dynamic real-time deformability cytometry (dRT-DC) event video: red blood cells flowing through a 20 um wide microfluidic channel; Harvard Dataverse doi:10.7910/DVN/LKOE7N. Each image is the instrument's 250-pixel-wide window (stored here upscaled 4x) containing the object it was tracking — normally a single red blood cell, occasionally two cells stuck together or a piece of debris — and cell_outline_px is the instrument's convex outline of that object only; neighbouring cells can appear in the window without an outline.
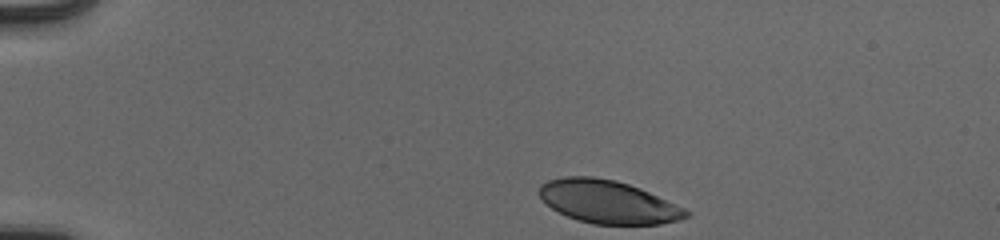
{"species": "human", "species_latin": "Homo sapiens", "temperature_condition": "cold", "stored_images_in_passage": 37, "camera_frame_rate_fps": 3000, "um_per_image_px": 0.085, "donor": {"sex": "male"}, "frame": {"image": 1, "passage_image": 1, "time_ms": 0.0, "image_size_px": [1000, 240], "cell_outline_px": [[692, 216], [680, 220], [660, 224], [592, 224], [568, 216], [552, 208], [540, 196], [540, 184], [548, 180], [564, 176], [592, 176], [616, 180], [640, 188], [684, 208], [692, 212]], "centroid_in_image_um": [51.72, 17.15], "position_along_channel_um": 33.3, "area_um2": 36.65}}
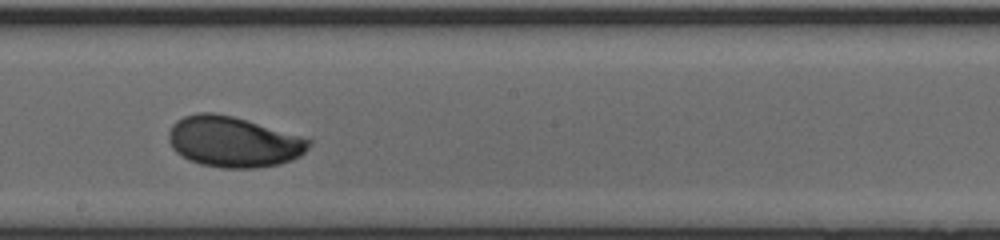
{"frame": {"image": 2, "passage_image": 22, "time_ms": 7.0, "image_size_px": [1000, 240], "cell_outline_px": [[312, 144], [300, 156], [292, 160], [280, 164], [256, 168], [224, 168], [200, 164], [188, 160], [176, 152], [172, 148], [168, 140], [168, 132], [172, 124], [176, 120], [184, 116], [196, 112], [212, 112], [232, 116], [248, 120], [300, 136], [312, 140]], "centroid_in_image_um": [19.81, 12.05], "position_along_channel_um": 228.4, "area_um2": 41.62}}
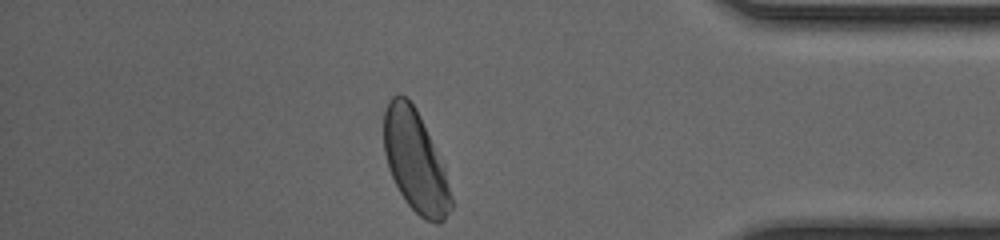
{"frame": {"image": 3, "passage_image": 37, "time_ms": 12.0, "image_size_px": [1000, 240], "cell_outline_px": [[452, 208], [444, 220], [440, 224], [436, 224], [424, 220], [408, 204], [400, 192], [392, 176], [384, 152], [384, 112], [388, 100], [392, 96], [404, 96], [416, 108], [444, 164], [452, 196]], "centroid_in_image_um": [35.33, 13.74], "position_along_channel_um": 399.9, "area_um2": 39.59}, "authors_computed_cell_mechanics": {"area_um2": 39.9398, "velocity_mm_per_s": 3.9103, "shape_relaxation_time_tau1_ms": 2.4292, "shape_relaxation_time_tau2_ms": 0.7332, "deformation_change_tau1": 0.1209, "deformation_change_tau2": 0.0405}}